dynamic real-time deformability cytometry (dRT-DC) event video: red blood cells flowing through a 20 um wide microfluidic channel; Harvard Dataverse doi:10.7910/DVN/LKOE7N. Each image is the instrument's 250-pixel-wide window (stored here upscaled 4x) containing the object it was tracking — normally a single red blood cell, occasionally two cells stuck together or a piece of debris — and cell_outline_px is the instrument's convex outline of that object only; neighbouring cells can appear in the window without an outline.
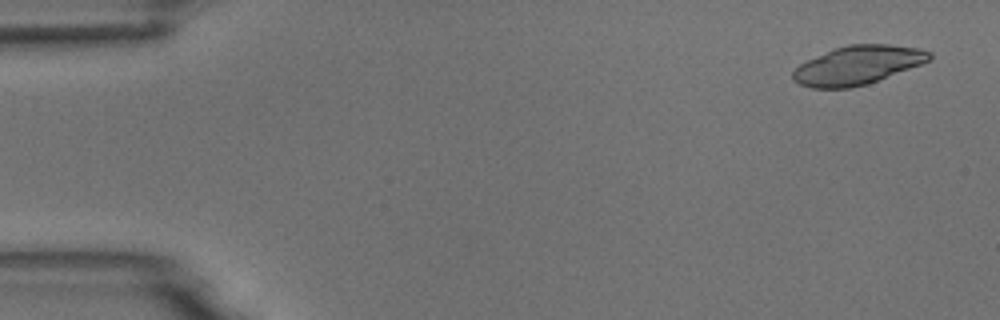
{"species": "common noctule bat (a hibernating species)", "species_latin": "Nyctalus noctula", "temperature_condition": "room temperature", "stored_images_in_passage": 6, "camera_frame_rate_fps": 3000, "um_per_image_px": 0.085, "animal": {"sex": "male", "body_mass_g": 18.8}, "frame": {"image": 1, "passage_image": 1, "time_ms": 0.0, "image_size_px": [1000, 320], "cell_outline_px": [[932, 56], [928, 60], [920, 64], [868, 84], [848, 88], [812, 88], [800, 84], [792, 80], [792, 72], [800, 64], [808, 60], [836, 48], [848, 44], [888, 44], [920, 48], [932, 52]], "centroid_in_image_um": [72.9, 5.54], "position_along_channel_um": 12.1, "area_um2": 30.46}}